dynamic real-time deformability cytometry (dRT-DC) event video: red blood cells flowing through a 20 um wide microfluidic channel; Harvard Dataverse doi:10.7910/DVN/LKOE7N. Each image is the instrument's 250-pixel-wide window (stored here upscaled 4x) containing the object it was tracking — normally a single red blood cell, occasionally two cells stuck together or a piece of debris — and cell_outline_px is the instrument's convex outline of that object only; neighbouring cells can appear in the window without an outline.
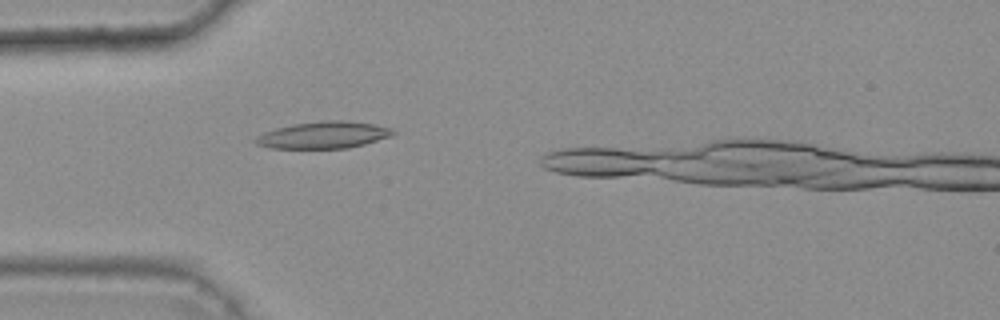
{"species": "common noctule bat (a hibernating species)", "species_latin": "Nyctalus noctula", "temperature_condition": "warm", "stored_images_in_passage": 11, "camera_frame_rate_fps": 3000, "um_per_image_px": 0.085, "animal": {"sex": "female", "body_mass_g": 25.1}, "frame": {"image": 1, "passage_image": 7, "time_ms": 2.0, "image_size_px": [1000, 320], "cell_outline_px": [[396, 132], [392, 136], [364, 144], [348, 148], [268, 148], [256, 144], [252, 140], [256, 136], [264, 132], [276, 128], [292, 124], [324, 120], [344, 120], [372, 124], [392, 128]], "centroid_in_image_um": [27.47, 11.47], "position_along_channel_um": 57.5, "area_um2": 21.62}}
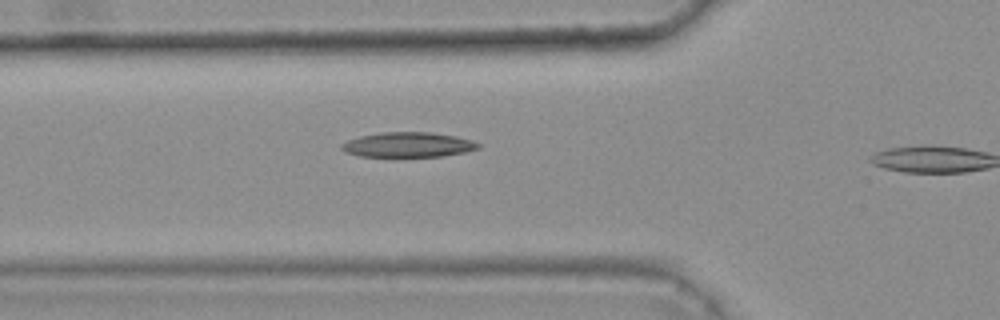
{"frame": {"image": 2, "passage_image": 10, "time_ms": 3.0, "image_size_px": [1000, 320], "cell_outline_px": [[480, 148], [464, 152], [440, 156], [360, 156], [344, 152], [340, 148], [340, 144], [348, 140], [360, 136], [384, 132], [428, 132], [456, 136], [472, 140], [480, 144]], "centroid_in_image_um": [34.67, 12.3], "position_along_channel_um": 91.1, "area_um2": 19.71}}